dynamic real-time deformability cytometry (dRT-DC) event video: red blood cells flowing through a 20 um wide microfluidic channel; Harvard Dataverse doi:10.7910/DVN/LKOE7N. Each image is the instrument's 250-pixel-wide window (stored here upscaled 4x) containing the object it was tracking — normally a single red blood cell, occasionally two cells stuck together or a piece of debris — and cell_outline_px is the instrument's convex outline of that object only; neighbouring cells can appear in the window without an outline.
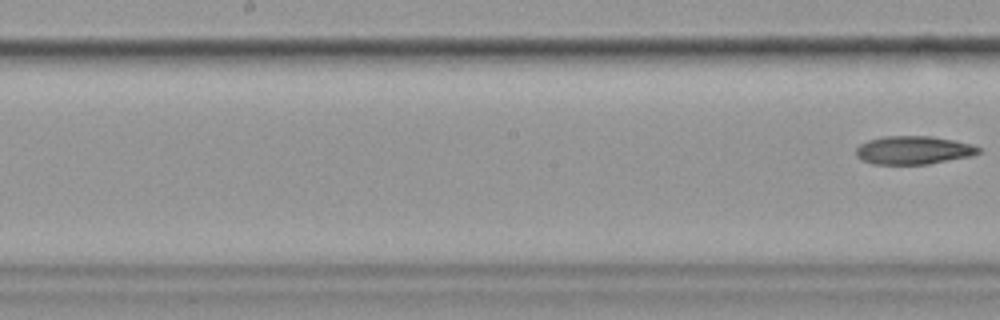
{"species": "common noctule bat (a hibernating species)", "species_latin": "Nyctalus noctula", "temperature_condition": "cold", "stored_images_in_passage": 10, "segment_of_instrument_passage": [2, 2], "camera_frame_rate_fps": 3000, "um_per_image_px": 0.085, "animal": {"sex": "female", "body_mass_g": 19.9}, "frame": {"image": 1, "passage_image": 10, "time_ms": 11.333, "image_size_px": [1000, 320], "cell_outline_px": [[980, 152], [972, 156], [928, 164], [872, 164], [856, 156], [856, 148], [860, 144], [868, 140], [884, 136], [932, 136], [972, 144], [980, 148]], "centroid_in_image_um": [77.64, 12.76], "position_along_channel_um": 170.6, "area_um2": 20.17}}